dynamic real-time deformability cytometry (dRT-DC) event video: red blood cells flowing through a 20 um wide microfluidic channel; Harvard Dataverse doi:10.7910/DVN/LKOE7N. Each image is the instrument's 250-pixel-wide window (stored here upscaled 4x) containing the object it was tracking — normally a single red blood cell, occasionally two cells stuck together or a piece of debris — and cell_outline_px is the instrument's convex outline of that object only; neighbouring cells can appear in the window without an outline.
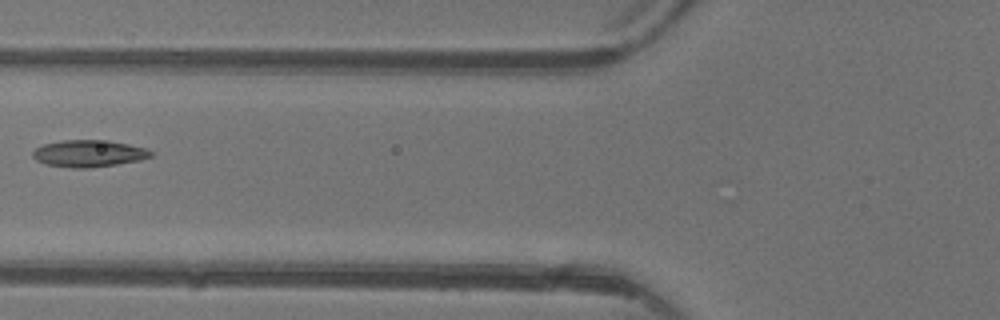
{"species": "common noctule bat (a hibernating species)", "species_latin": "Nyctalus noctula", "temperature_condition": "warm", "stored_images_in_passage": 4, "camera_frame_rate_fps": 3000, "um_per_image_px": 0.085, "animal": {"sex": "female"}, "frame": {"image": 1, "passage_image": 4, "time_ms": 3.667, "image_size_px": [1000, 320], "cell_outline_px": [[156, 152], [152, 156], [140, 160], [116, 164], [88, 168], [72, 168], [44, 164], [36, 160], [32, 156], [32, 152], [36, 148], [44, 144], [64, 140], [108, 140], [148, 148]], "centroid_in_image_um": [7.58, 13.04], "position_along_channel_um": 118.2, "area_um2": 18.67}}